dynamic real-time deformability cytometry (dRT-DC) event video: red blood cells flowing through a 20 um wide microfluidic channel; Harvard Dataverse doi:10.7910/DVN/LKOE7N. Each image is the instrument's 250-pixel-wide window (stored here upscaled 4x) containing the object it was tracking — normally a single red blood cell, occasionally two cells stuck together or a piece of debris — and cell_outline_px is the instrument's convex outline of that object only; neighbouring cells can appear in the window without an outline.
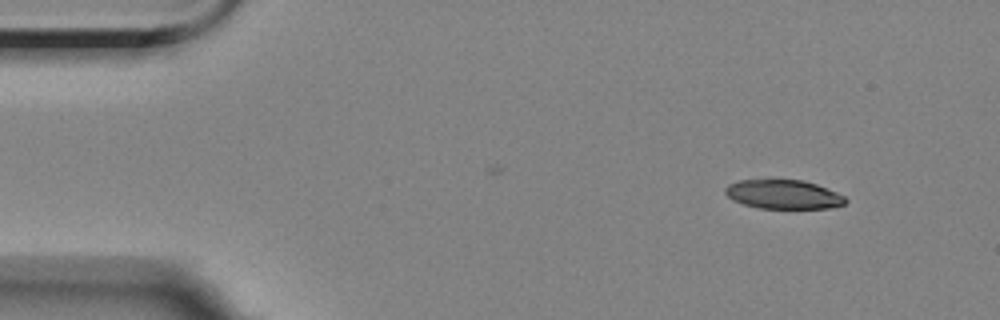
{"species": "Egyptian fruit bat (a non-hibernating species)", "species_latin": "Rousettus aegyptiacus", "temperature_condition": "room temperature", "stored_images_in_passage": 4, "camera_frame_rate_fps": 3000, "um_per_image_px": 0.085, "animal": {"sex": "female"}, "frame": {"image": 1, "passage_image": 1, "time_ms": 0.0, "image_size_px": [1000, 320], "cell_outline_px": [[848, 200], [844, 204], [832, 208], [760, 208], [744, 204], [732, 200], [724, 192], [724, 188], [728, 184], [740, 180], [804, 180], [816, 184], [836, 192], [844, 196]], "centroid_in_image_um": [66.59, 16.52], "position_along_channel_um": 18.4, "area_um2": 20.29}}
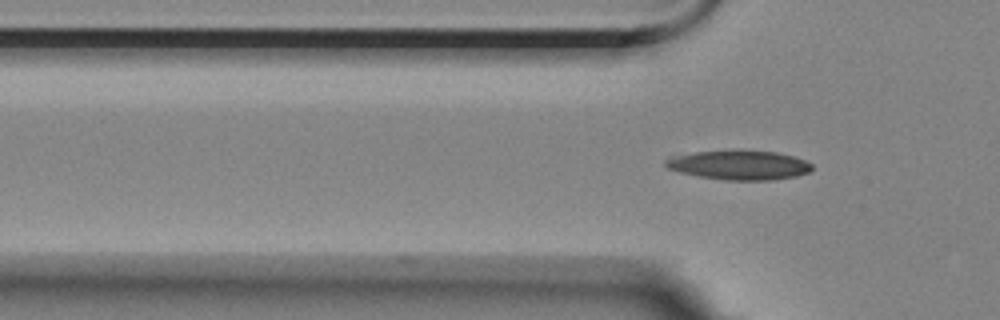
{"frame": {"image": 2, "passage_image": 4, "time_ms": 3.667, "image_size_px": [1000, 320], "cell_outline_px": [[812, 168], [808, 172], [796, 176], [772, 180], [724, 180], [700, 176], [680, 172], [668, 168], [664, 164], [664, 160], [668, 156], [696, 152], [732, 148], [776, 152], [792, 156], [804, 160], [812, 164]], "centroid_in_image_um": [62.78, 14.0], "position_along_channel_um": 63.0, "area_um2": 25.55}}